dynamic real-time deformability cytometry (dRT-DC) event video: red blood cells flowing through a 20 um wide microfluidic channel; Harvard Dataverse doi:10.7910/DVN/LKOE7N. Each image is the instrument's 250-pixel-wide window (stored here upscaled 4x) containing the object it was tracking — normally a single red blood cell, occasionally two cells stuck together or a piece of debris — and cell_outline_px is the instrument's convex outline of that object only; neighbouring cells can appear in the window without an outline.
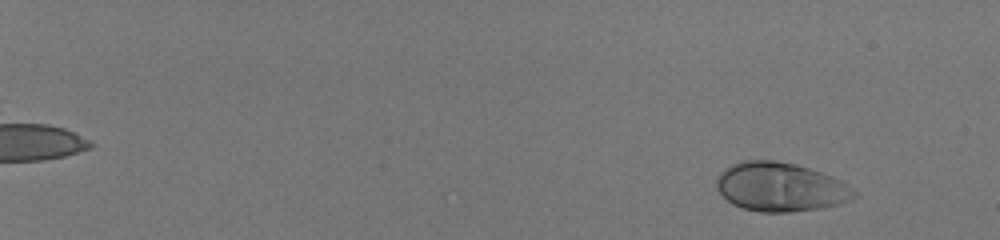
{"species": "human", "species_latin": "Homo sapiens", "temperature_condition": "room temperature", "stored_images_in_passage": 58, "camera_frame_rate_fps": 3000, "um_per_image_px": 0.085, "donor": {"sex": "male"}, "frame": {"image": 1, "passage_image": 7, "time_ms": 2.0, "image_size_px": [1000, 240], "cell_outline_px": [[856, 196], [852, 200], [820, 208], [788, 212], [760, 212], [744, 208], [732, 204], [716, 188], [716, 176], [720, 172], [732, 164], [744, 160], [772, 160], [796, 164], [832, 176], [848, 184], [856, 192]], "centroid_in_image_um": [66.33, 15.89], "position_along_channel_um": 18.7, "area_um2": 39.13}}
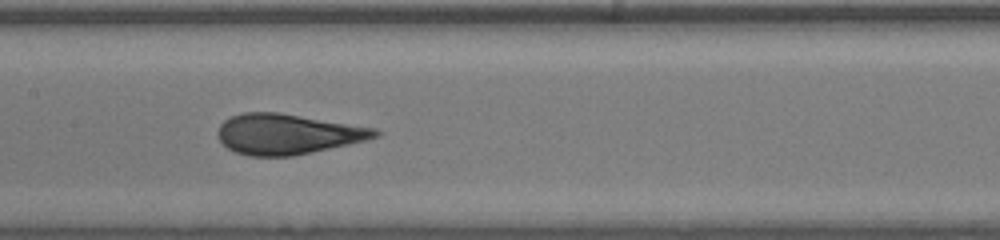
{"frame": {"image": 2, "passage_image": 36, "time_ms": 11.667, "image_size_px": [1000, 240], "cell_outline_px": [[380, 136], [368, 140], [292, 156], [248, 156], [236, 152], [228, 148], [216, 136], [216, 132], [220, 124], [224, 120], [232, 116], [244, 112], [280, 112], [376, 128], [380, 132]], "centroid_in_image_um": [24.43, 11.39], "position_along_channel_um": 183.0, "area_um2": 37.11}}
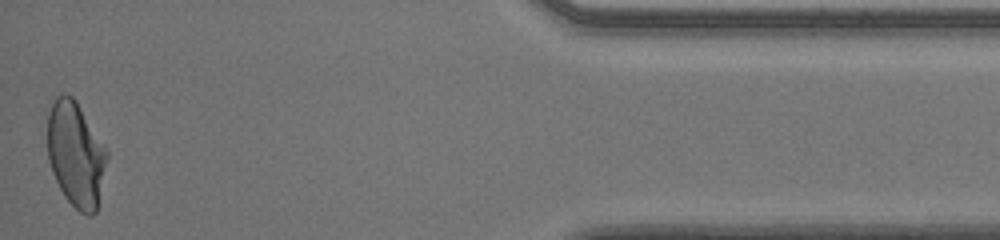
{"frame": {"image": 3, "passage_image": 58, "time_ms": 19.0, "image_size_px": [1000, 240], "cell_outline_px": [[108, 156], [96, 212], [92, 216], [88, 216], [80, 212], [64, 196], [52, 172], [48, 160], [48, 112], [52, 100], [56, 96], [72, 96], [76, 100], [108, 152]], "centroid_in_image_um": [6.43, 13.13], "position_along_channel_um": 428.8, "area_um2": 36.13}, "authors_computed_cell_mechanics": {"area_um2": 37.1076, "velocity_mm_per_s": 4.0349, "shape_relaxation_time_tau1_ms": 8.435, "shape_relaxation_time_tau2_ms": null, "deformation_change_tau1": 0.2672, "deformation_change_tau2": null}}